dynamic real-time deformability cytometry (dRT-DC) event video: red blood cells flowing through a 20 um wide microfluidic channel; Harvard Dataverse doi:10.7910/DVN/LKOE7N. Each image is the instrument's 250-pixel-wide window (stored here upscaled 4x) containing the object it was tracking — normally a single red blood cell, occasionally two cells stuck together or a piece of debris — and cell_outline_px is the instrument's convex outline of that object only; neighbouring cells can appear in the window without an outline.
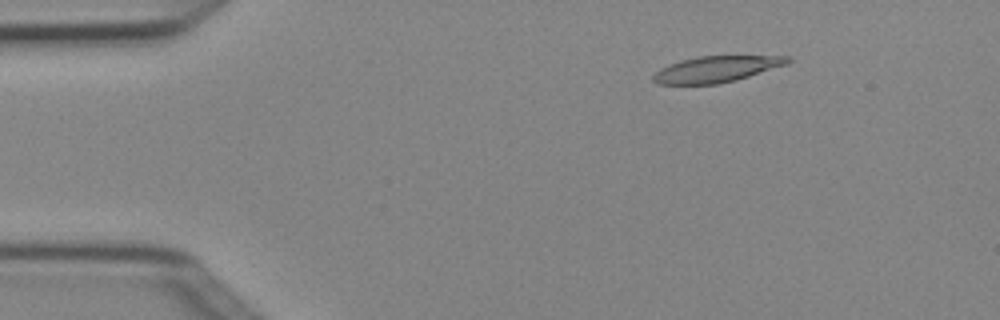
{"species": "Egyptian fruit bat (a non-hibernating species)", "species_latin": "Rousettus aegyptiacus", "temperature_condition": "cold", "stored_images_in_passage": 4, "camera_frame_rate_fps": 3000, "um_per_image_px": 0.085, "animal": {"sex": "female"}, "frame": {"image": 1, "passage_image": 2, "time_ms": 0.333, "image_size_px": [1000, 320], "cell_outline_px": [[792, 60], [788, 64], [736, 80], [716, 84], [656, 84], [652, 80], [652, 76], [660, 68], [668, 64], [680, 60], [696, 56], [792, 56]], "centroid_in_image_um": [60.88, 5.87], "position_along_channel_um": 24.1, "area_um2": 20.58}}